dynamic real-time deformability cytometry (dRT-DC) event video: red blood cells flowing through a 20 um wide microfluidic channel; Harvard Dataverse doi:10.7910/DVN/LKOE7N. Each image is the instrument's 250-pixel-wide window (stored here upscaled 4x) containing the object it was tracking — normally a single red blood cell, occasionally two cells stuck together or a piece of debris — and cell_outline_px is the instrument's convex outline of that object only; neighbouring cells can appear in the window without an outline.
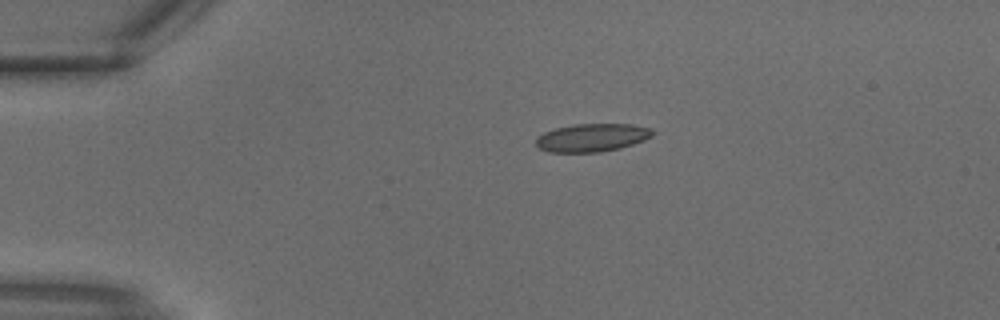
{"species": "common noctule bat (a hibernating species)", "species_latin": "Nyctalus noctula", "temperature_condition": "warm", "stored_images_in_passage": 24, "camera_frame_rate_fps": 3000, "um_per_image_px": 0.085, "animal": {"sex": "male", "body_mass_g": 18.8}, "frame": {"image": 1, "passage_image": 1, "time_ms": 0.0, "image_size_px": [1000, 320], "cell_outline_px": [[656, 132], [652, 136], [644, 140], [620, 148], [600, 152], [548, 152], [540, 148], [536, 144], [536, 136], [544, 132], [556, 128], [576, 124], [628, 124], [652, 128]], "centroid_in_image_um": [50.33, 11.69], "position_along_channel_um": 34.7, "area_um2": 19.07}}
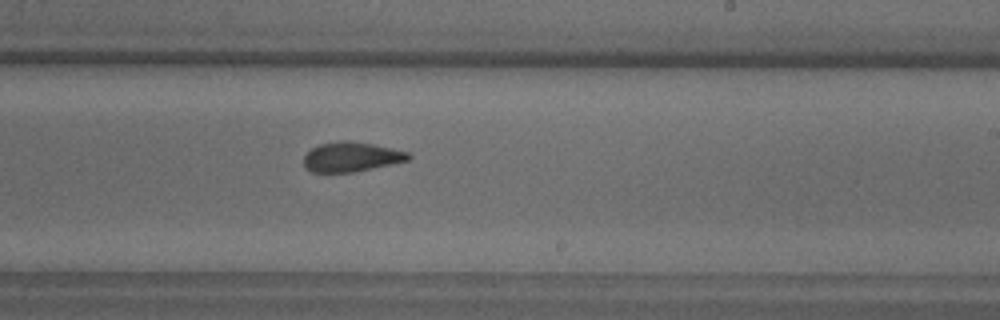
{"frame": {"image": 2, "passage_image": 13, "time_ms": 4.0, "image_size_px": [1000, 320], "cell_outline_px": [[412, 156], [408, 160], [392, 164], [352, 172], [312, 172], [304, 168], [304, 156], [312, 148], [320, 144], [344, 140], [348, 140], [372, 144], [408, 152]], "centroid_in_image_um": [29.84, 13.34], "position_along_channel_um": 259.2, "area_um2": 17.92}}
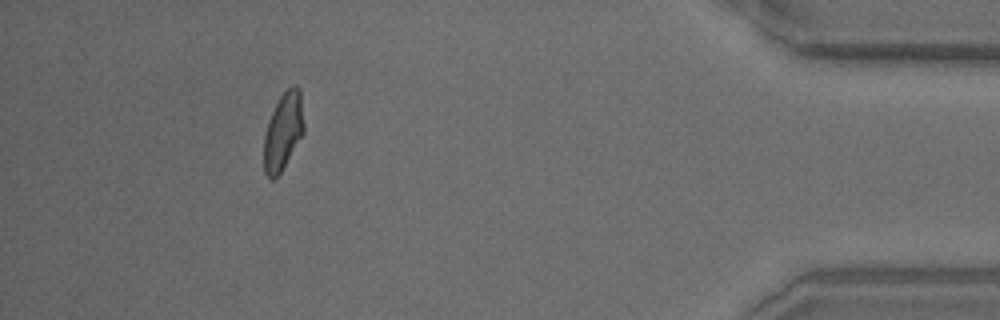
{"frame": {"image": 3, "passage_image": 22, "time_ms": 7.0, "image_size_px": [1000, 320], "cell_outline_px": [[304, 132], [280, 172], [272, 180], [264, 172], [264, 136], [268, 120], [280, 96], [292, 84], [296, 84], [300, 88], [304, 124]], "centroid_in_image_um": [24.07, 11.12], "position_along_channel_um": 411.1, "area_um2": 17.86}}